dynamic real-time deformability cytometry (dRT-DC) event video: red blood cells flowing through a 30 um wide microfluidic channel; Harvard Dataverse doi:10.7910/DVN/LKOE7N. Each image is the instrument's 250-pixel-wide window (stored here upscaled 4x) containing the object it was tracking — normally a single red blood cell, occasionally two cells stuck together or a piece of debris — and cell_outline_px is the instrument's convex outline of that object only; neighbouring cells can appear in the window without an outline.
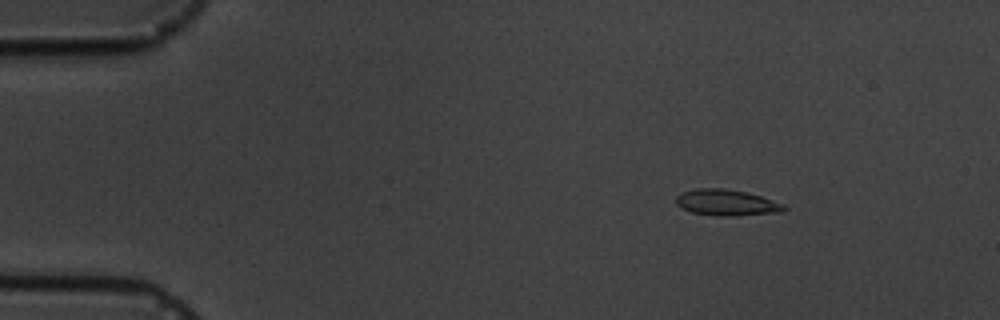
{"species": "common noctule bat (a hibernating species)", "species_latin": "Nyctalus noctula", "temperature_condition": "cold", "stored_images_in_passage": 4, "camera_frame_rate_fps": 3000, "um_per_image_px": 0.085, "animal": {"sex": "male", "body_mass_g": 19.5, "forearm_length_mm": 54.6}, "frame": {"image": 1, "passage_image": 2, "time_ms": 1.0, "image_size_px": [1000, 320], "cell_outline_px": [[788, 208], [784, 212], [732, 216], [720, 216], [692, 212], [676, 204], [676, 196], [680, 192], [696, 188], [724, 188], [748, 192], [784, 204]], "centroid_in_image_um": [61.78, 17.21], "position_along_channel_um": 23.2, "area_um2": 16.53}}